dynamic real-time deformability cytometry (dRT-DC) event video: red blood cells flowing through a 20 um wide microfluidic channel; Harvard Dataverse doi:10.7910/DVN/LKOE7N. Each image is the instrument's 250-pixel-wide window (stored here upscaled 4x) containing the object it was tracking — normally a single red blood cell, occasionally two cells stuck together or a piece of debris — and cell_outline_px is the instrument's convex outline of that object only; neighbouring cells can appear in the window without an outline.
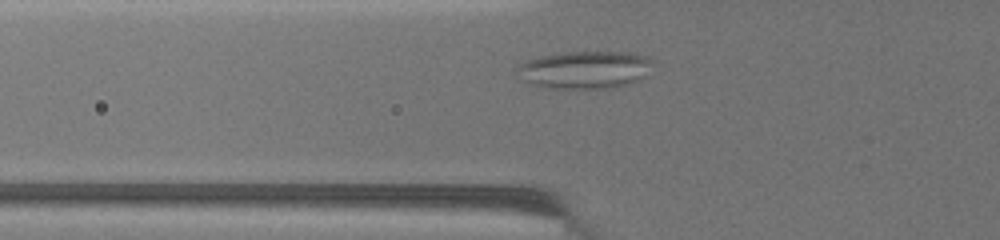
{"species": "common noctule bat (a hibernating species)", "species_latin": "Nyctalus noctula", "temperature_condition": "warm", "stored_images_in_passage": 55, "camera_frame_rate_fps": 3000, "um_per_image_px": 0.085, "animal": {"sex": "female", "body_mass_g": 19.5, "forearm_length_mm": 54.1}, "frame": {"image": 1, "passage_image": 15, "time_ms": 3.0, "image_size_px": [1000, 240], "cell_outline_px": [[652, 60], [640, 80], [632, 84], [608, 88], [552, 88], [528, 84], [524, 80], [516, 68], [524, 60], [540, 56], [564, 52], [632, 52], [644, 56]], "centroid_in_image_um": [49.67, 5.93], "position_along_channel_um": 76.1, "area_um2": 29.54}}
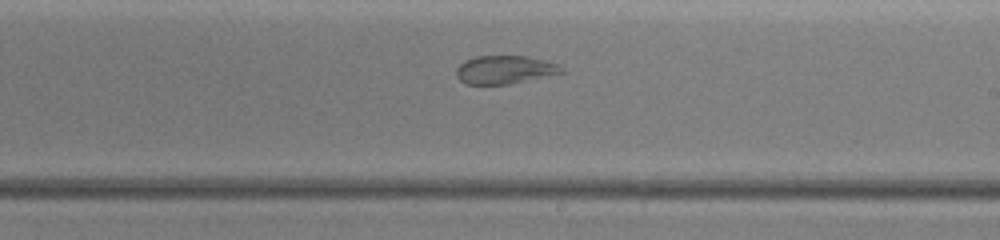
{"frame": {"image": 2, "passage_image": 40, "time_ms": 7.667, "image_size_px": [1000, 240], "cell_outline_px": [[564, 72], [508, 84], [464, 84], [456, 76], [456, 68], [464, 60], [476, 56], [528, 56], [556, 64]], "centroid_in_image_um": [42.81, 5.92], "position_along_channel_um": 246.2, "area_um2": 17.05}}
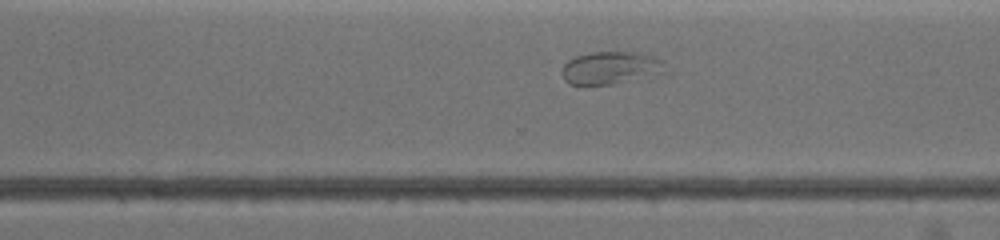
{"frame": {"image": 3, "passage_image": 50, "time_ms": 9.667, "image_size_px": [1000, 240], "cell_outline_px": [[668, 72], [612, 84], [568, 84], [564, 80], [560, 72], [564, 64], [568, 60], [576, 56], [592, 52], [632, 52], [656, 56], [664, 60]], "centroid_in_image_um": [51.93, 5.76], "position_along_channel_um": 318.7, "area_um2": 19.83}}